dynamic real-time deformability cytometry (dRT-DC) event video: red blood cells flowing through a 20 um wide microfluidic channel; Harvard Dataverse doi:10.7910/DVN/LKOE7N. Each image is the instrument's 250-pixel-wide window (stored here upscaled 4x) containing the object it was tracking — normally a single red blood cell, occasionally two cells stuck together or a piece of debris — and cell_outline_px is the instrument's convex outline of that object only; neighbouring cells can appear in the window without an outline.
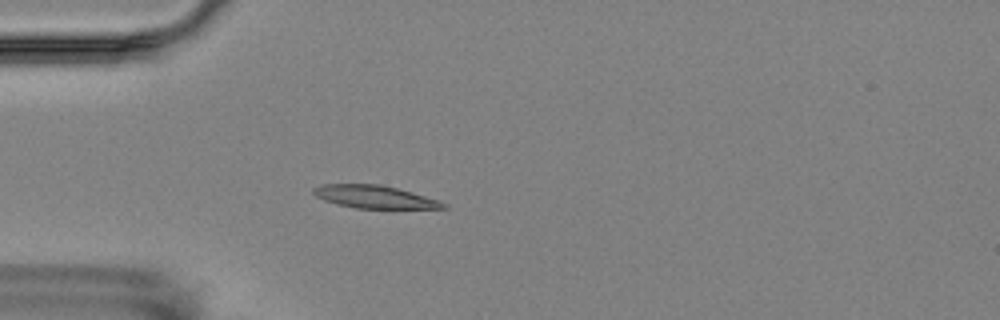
{"species": "Egyptian fruit bat (a non-hibernating species)", "species_latin": "Rousettus aegyptiacus", "temperature_condition": "room temperature", "stored_images_in_passage": 4, "camera_frame_rate_fps": 3000, "um_per_image_px": 0.085, "animal": {"sex": "female"}, "frame": {"image": 1, "passage_image": 4, "time_ms": 4.667, "image_size_px": [1000, 320], "cell_outline_px": [[448, 208], [356, 208], [336, 204], [324, 200], [316, 196], [312, 192], [312, 188], [320, 184], [380, 184], [412, 192], [440, 200], [448, 204]], "centroid_in_image_um": [31.83, 16.73], "position_along_channel_um": 53.2, "area_um2": 17.28}}